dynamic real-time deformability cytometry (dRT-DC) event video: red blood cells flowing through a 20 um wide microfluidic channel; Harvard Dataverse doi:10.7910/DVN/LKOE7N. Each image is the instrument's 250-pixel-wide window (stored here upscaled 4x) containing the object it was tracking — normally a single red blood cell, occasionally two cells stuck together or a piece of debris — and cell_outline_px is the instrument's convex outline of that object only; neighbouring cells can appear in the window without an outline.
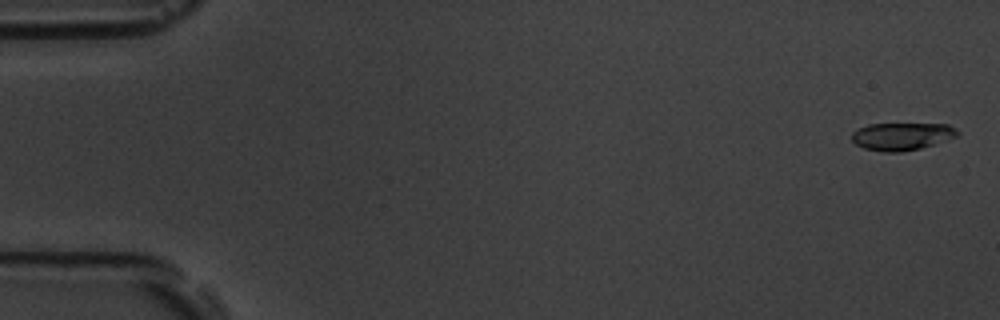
{"species": "common noctule bat (a hibernating species)", "species_latin": "Nyctalus noctula", "temperature_condition": "room temperature", "stored_images_in_passage": 55, "camera_frame_rate_fps": 3000, "um_per_image_px": 0.085, "animal": {"sex": "male", "body_mass_g": 19.5, "forearm_length_mm": 54.6}, "frame": {"image": 1, "passage_image": 2, "time_ms": 0.333, "image_size_px": [1000, 320], "cell_outline_px": [[960, 132], [956, 136], [920, 148], [900, 152], [884, 152], [864, 148], [856, 144], [852, 140], [852, 132], [868, 124], [948, 124]], "centroid_in_image_um": [76.63, 11.58], "position_along_channel_um": 8.4, "area_um2": 16.7}}
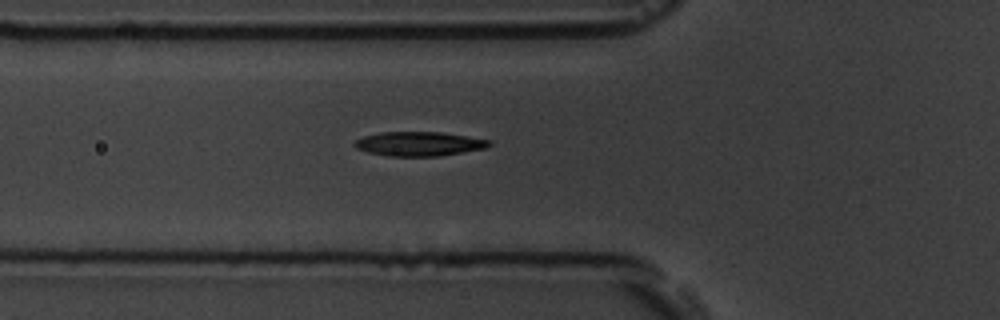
{"frame": {"image": 2, "passage_image": 20, "time_ms": 6.333, "image_size_px": [1000, 320], "cell_outline_px": [[492, 144], [484, 148], [440, 156], [388, 156], [368, 152], [356, 148], [352, 144], [356, 140], [364, 136], [380, 132], [440, 132], [492, 140]], "centroid_in_image_um": [35.6, 12.22], "position_along_channel_um": 90.2, "area_um2": 18.96}}
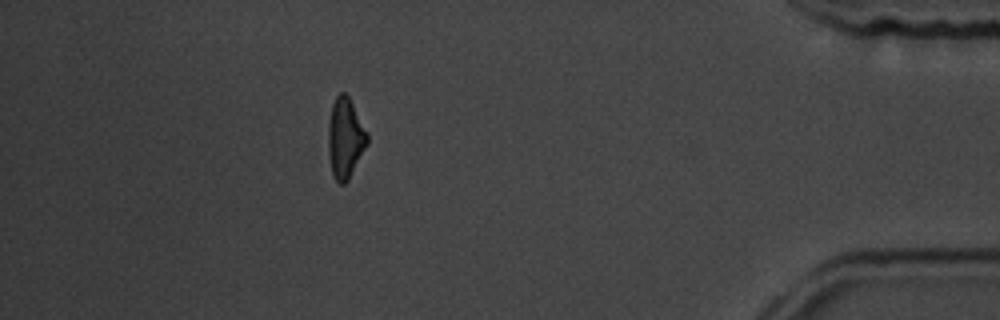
{"frame": {"image": 3, "passage_image": 49, "time_ms": 16.0, "image_size_px": [1000, 320], "cell_outline_px": [[368, 144], [348, 180], [344, 184], [340, 184], [336, 180], [332, 172], [328, 152], [328, 124], [332, 104], [336, 96], [340, 92], [344, 92], [348, 96], [368, 132]], "centroid_in_image_um": [29.35, 11.73], "position_along_channel_um": 405.9, "area_um2": 18.26}, "authors_computed_cell_mechanics": {"area_um2": 18.207, "velocity_mm_per_s": 3.774, "shape_relaxation_time_tau1_ms": 3.5293, "shape_relaxation_time_tau2_ms": 4.6543, "deformation_change_tau1": 0.1315, "deformation_change_tau2": 0.1281}}